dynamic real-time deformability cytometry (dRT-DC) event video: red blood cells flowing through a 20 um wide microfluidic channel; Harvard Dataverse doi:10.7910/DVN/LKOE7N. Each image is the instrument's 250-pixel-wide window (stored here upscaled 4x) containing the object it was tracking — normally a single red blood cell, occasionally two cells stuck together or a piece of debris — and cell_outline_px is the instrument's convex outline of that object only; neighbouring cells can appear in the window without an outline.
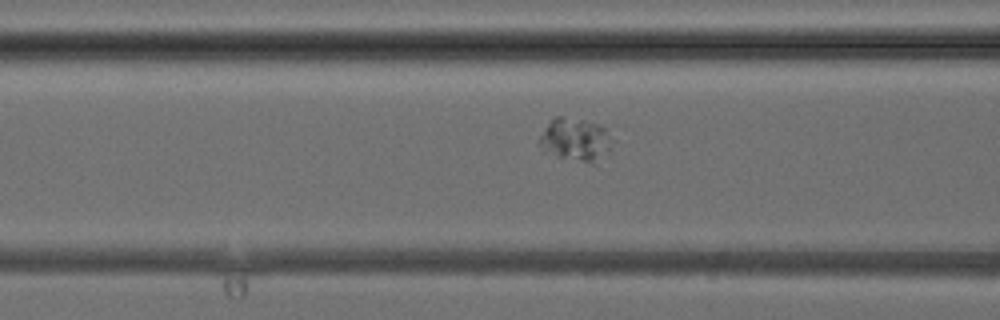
{"species": "common noctule bat (a hibernating species)", "species_latin": "Nyctalus noctula", "temperature_condition": "cold", "stored_images_in_passage": 5, "camera_frame_rate_fps": 3000, "um_per_image_px": 0.085, "animal": {"sex": "female", "body_mass_g": 24.6, "forearm_length_mm": 56.2}, "frame": {"image": 1, "passage_image": 5, "time_ms": 4.667, "image_size_px": [1000, 320], "cell_outline_px": [[616, 140], [592, 164], [556, 156], [540, 152], [536, 144], [544, 128], [556, 116], [564, 116], [584, 120], [600, 124]], "centroid_in_image_um": [48.85, 11.86], "position_along_channel_um": 117.8, "area_um2": 18.5}}